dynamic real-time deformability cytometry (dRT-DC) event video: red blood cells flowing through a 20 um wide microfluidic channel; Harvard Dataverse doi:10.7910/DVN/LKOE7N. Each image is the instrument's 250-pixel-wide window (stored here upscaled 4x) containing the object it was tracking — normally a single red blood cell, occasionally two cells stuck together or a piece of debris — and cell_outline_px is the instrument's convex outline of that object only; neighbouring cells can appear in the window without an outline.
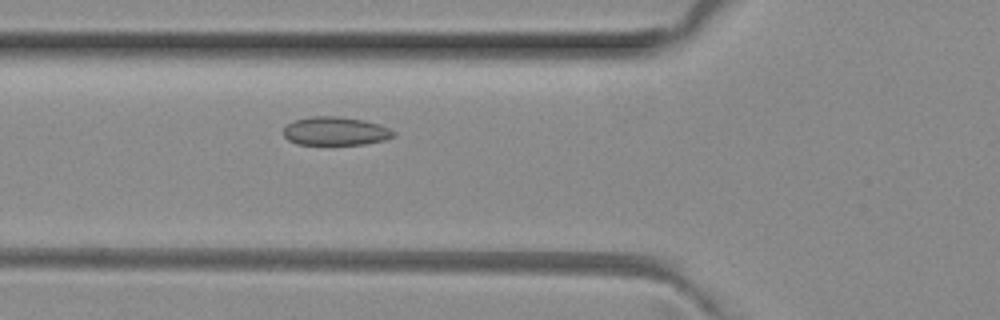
{"species": "common noctule bat (a hibernating species)", "species_latin": "Nyctalus noctula", "temperature_condition": "room temperature", "stored_images_in_passage": 4, "camera_frame_rate_fps": 3000, "um_per_image_px": 0.085, "animal": {"sex": "female", "body_mass_g": 29.2, "forearm_length_mm": 56.3}, "frame": {"image": 1, "passage_image": 4, "time_ms": 1.0, "image_size_px": [1000, 320], "cell_outline_px": [[396, 136], [384, 140], [364, 144], [296, 144], [288, 140], [284, 136], [284, 128], [292, 120], [312, 116], [336, 116], [364, 120], [380, 124], [396, 132]], "centroid_in_image_um": [28.52, 11.14], "position_along_channel_um": 97.3, "area_um2": 18.32}}